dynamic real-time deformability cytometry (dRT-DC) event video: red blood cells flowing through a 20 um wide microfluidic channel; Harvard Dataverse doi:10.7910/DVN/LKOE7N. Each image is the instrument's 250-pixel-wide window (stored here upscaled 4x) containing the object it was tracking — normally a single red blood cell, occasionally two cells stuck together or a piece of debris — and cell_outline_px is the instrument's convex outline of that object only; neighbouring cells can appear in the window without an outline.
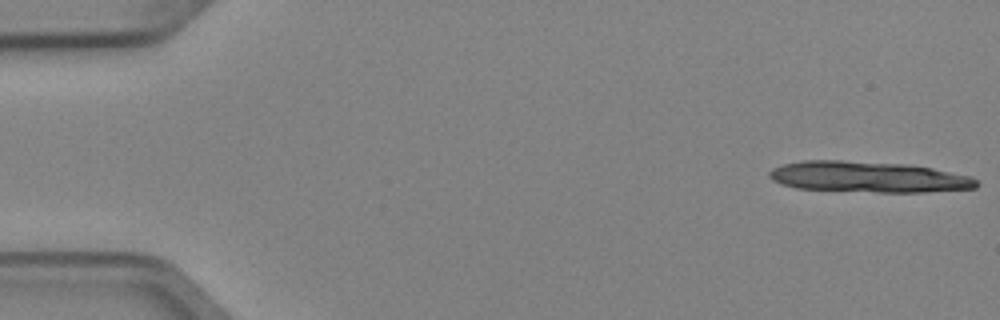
{"species": "Egyptian fruit bat (a non-hibernating species)", "species_latin": "Rousettus aegyptiacus", "temperature_condition": "cold", "stored_images_in_passage": 4, "camera_frame_rate_fps": 3000, "um_per_image_px": 0.085, "animal": {"sex": "female"}, "frame": {"image": 1, "passage_image": 1, "time_ms": 0.0, "image_size_px": [1000, 320], "cell_outline_px": [[980, 184], [976, 188], [924, 192], [876, 192], [796, 188], [780, 184], [772, 180], [768, 176], [768, 172], [772, 168], [784, 164], [804, 160], [840, 160], [908, 164], [932, 168], [972, 176]], "centroid_in_image_um": [73.8, 15.04], "position_along_channel_um": 11.2, "area_um2": 37.51}}